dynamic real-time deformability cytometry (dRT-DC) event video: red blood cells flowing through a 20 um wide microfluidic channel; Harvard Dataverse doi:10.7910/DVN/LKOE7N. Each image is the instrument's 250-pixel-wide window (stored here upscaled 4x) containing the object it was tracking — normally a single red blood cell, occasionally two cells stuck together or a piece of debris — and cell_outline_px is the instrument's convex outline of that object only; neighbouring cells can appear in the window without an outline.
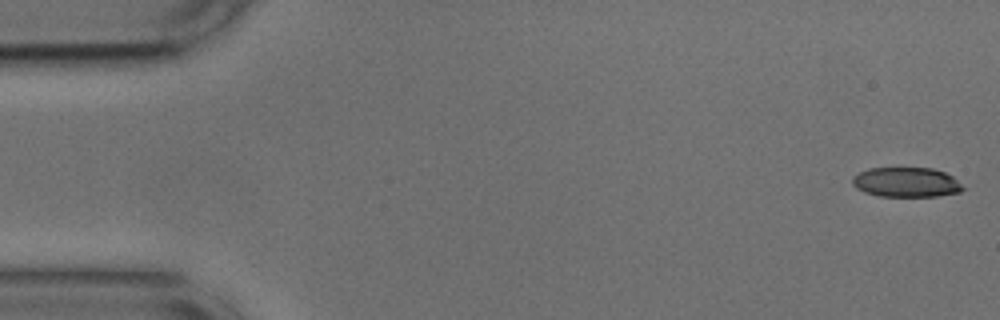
{"species": "common noctule bat (a hibernating species)", "species_latin": "Nyctalus noctula", "temperature_condition": "cold", "stored_images_in_passage": 52, "camera_frame_rate_fps": 3000, "um_per_image_px": 0.085, "animal": {"sex": "male", "body_mass_g": 17.9, "forearm_length_mm": 54.2}, "frame": {"image": 1, "passage_image": 1, "time_ms": 0.0, "image_size_px": [1000, 320], "cell_outline_px": [[968, 188], [960, 192], [936, 196], [880, 196], [864, 192], [856, 188], [852, 184], [852, 176], [868, 168], [932, 168], [944, 172], [952, 176]], "centroid_in_image_um": [77.05, 15.49], "position_along_channel_um": 7.9, "area_um2": 19.31}}
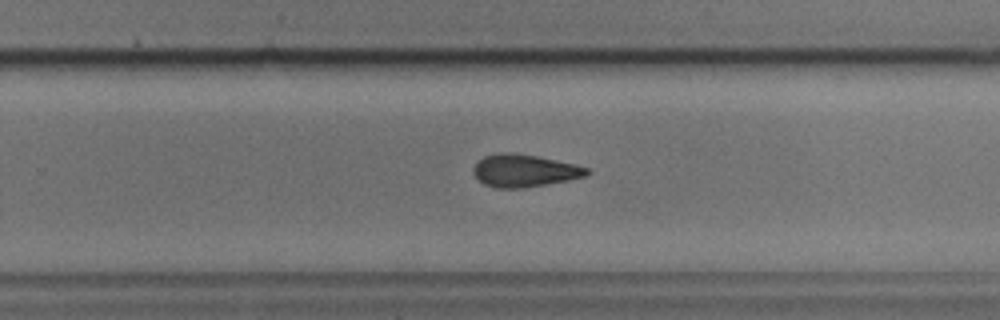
{"frame": {"image": 2, "passage_image": 33, "time_ms": 10.667, "image_size_px": [1000, 320], "cell_outline_px": [[592, 172], [584, 176], [568, 180], [524, 188], [496, 188], [484, 184], [476, 180], [472, 172], [472, 168], [484, 156], [500, 152], [512, 152], [536, 156], [576, 164], [588, 168]], "centroid_in_image_um": [44.54, 14.51], "position_along_channel_um": 285.3, "area_um2": 21.62}}
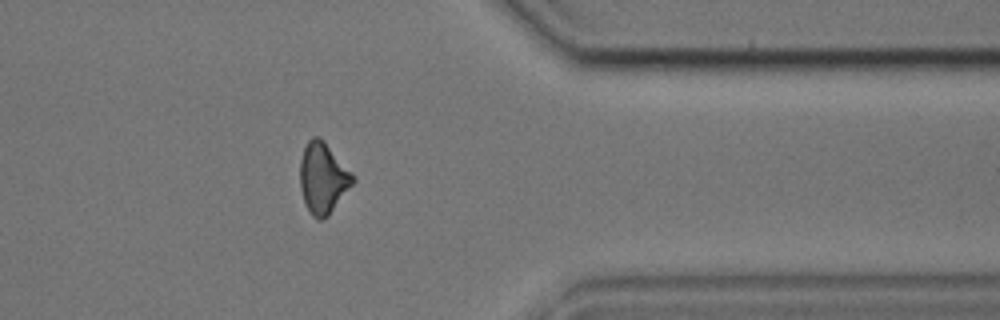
{"frame": {"image": 3, "passage_image": 42, "time_ms": 13.667, "image_size_px": [1000, 320], "cell_outline_px": [[356, 180], [328, 216], [324, 220], [316, 220], [312, 216], [304, 200], [300, 188], [300, 160], [304, 148], [308, 140], [312, 136], [316, 136], [324, 140], [356, 176]], "centroid_in_image_um": [27.47, 15.13], "position_along_channel_um": 383.9, "area_um2": 21.96}, "authors_computed_cell_mechanics": {"area_um2": 21.4149, "velocity_mm_per_s": 3.7674, "shape_relaxation_time_tau1_ms": 4.2052, "shape_relaxation_time_tau2_ms": 4.466, "deformation_change_tau1": 0.1263, "deformation_change_tau2": 0.1352}}